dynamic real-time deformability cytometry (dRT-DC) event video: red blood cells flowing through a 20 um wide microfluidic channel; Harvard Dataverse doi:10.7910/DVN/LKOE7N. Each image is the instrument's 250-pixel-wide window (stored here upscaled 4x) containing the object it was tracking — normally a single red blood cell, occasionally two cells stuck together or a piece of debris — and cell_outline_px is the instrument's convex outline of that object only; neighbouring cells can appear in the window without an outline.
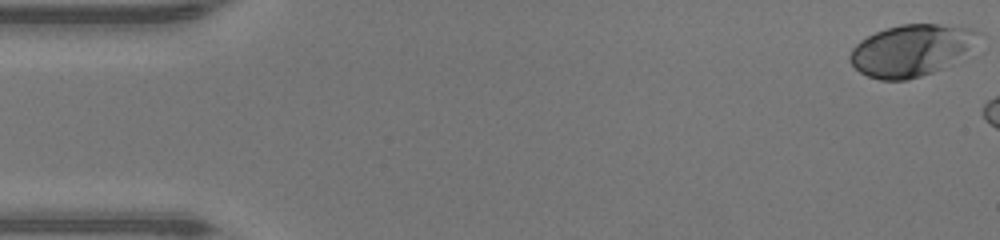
{"species": "human", "species_latin": "Homo sapiens", "temperature_condition": "warm", "stored_images_in_passage": 14, "camera_frame_rate_fps": 3000, "um_per_image_px": 0.085, "donor": {"sex": "male"}, "frame": {"image": 1, "passage_image": 1, "time_ms": 0.0, "image_size_px": [1000, 240], "cell_outline_px": [[980, 32], [960, 52], [940, 68], [932, 72], [908, 80], [880, 80], [868, 76], [860, 72], [848, 60], [848, 56], [852, 48], [860, 40], [884, 28], [900, 24], [936, 24], [972, 28]], "centroid_in_image_um": [77.27, 4.27], "position_along_channel_um": 7.7, "area_um2": 37.22}}
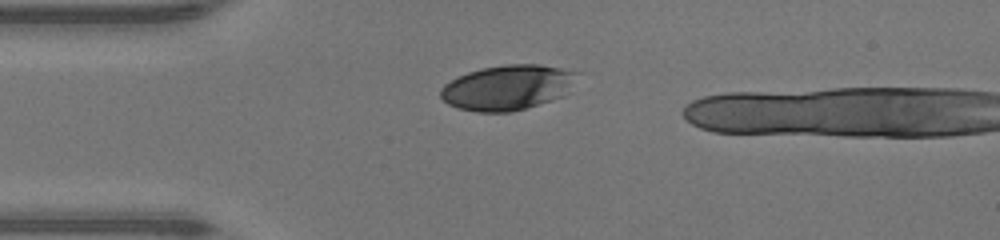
{"frame": {"image": 2, "passage_image": 12, "time_ms": 3.667, "image_size_px": [1000, 240], "cell_outline_px": [[580, 72], [564, 96], [552, 100], [512, 112], [476, 112], [456, 108], [448, 104], [440, 96], [440, 88], [444, 84], [468, 72], [480, 68], [508, 64], [540, 64]], "centroid_in_image_um": [43.13, 7.44], "position_along_channel_um": 41.9, "area_um2": 35.89}}